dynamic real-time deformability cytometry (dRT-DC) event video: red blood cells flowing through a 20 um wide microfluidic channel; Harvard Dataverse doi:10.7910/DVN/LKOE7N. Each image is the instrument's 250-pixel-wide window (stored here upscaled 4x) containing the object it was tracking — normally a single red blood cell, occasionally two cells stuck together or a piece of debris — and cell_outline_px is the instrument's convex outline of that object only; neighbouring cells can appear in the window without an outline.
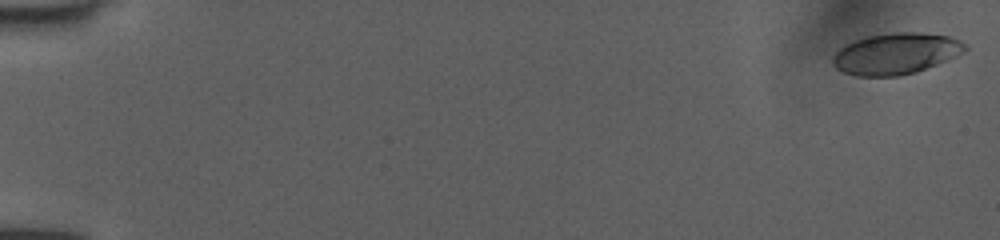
{"species": "human", "species_latin": "Homo sapiens", "temperature_condition": "room temperature", "stored_images_in_passage": 17, "camera_frame_rate_fps": 3000, "um_per_image_px": 0.085, "donor": {"sex": "female"}, "frame": {"image": 1, "passage_image": 1, "time_ms": 0.0, "image_size_px": [1000, 240], "cell_outline_px": [[968, 48], [964, 52], [956, 56], [916, 72], [896, 76], [856, 76], [844, 72], [836, 68], [832, 64], [832, 56], [844, 44], [868, 36], [892, 32], [920, 32], [948, 36], [960, 40], [968, 44]], "centroid_in_image_um": [76.15, 4.55], "position_along_channel_um": 8.9, "area_um2": 31.85}}
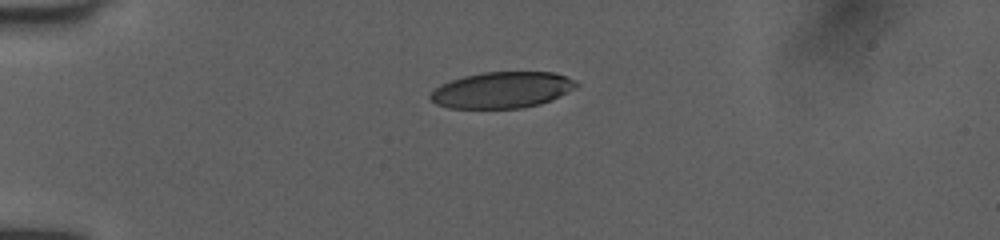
{"frame": {"image": 2, "passage_image": 12, "time_ms": 3.667, "image_size_px": [1000, 240], "cell_outline_px": [[580, 84], [540, 104], [524, 108], [448, 108], [436, 104], [428, 96], [440, 84], [464, 76], [480, 72], [552, 72], [576, 80]], "centroid_in_image_um": [42.61, 7.64], "position_along_channel_um": 42.4, "area_um2": 30.46}}
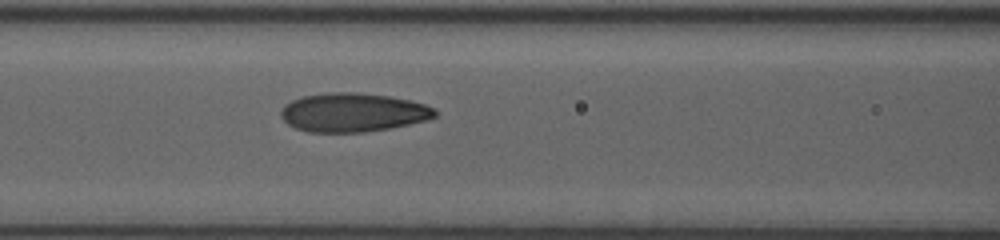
{"frame": {"image": 3, "passage_image": 17, "time_ms": 5.333, "image_size_px": [1000, 240], "cell_outline_px": [[436, 116], [428, 120], [388, 128], [364, 132], [308, 132], [296, 128], [288, 124], [280, 116], [280, 112], [284, 104], [292, 100], [304, 96], [328, 92], [356, 92], [388, 96], [408, 100], [424, 104], [436, 108]], "centroid_in_image_um": [29.98, 9.55], "position_along_channel_um": 136.6, "area_um2": 34.8}}